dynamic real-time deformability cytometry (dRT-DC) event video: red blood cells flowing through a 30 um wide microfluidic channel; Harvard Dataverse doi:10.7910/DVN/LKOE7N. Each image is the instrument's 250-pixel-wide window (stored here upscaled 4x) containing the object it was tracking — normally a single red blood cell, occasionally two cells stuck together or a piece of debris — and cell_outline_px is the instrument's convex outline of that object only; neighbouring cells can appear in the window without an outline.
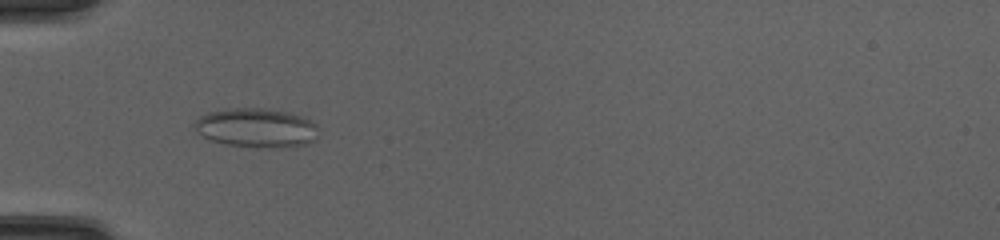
{"species": "common noctule bat (a hibernating species)", "species_latin": "Nyctalus noctula", "temperature_condition": "cold", "stored_images_in_passage": 34, "camera_frame_rate_fps": 3000, "um_per_image_px": 0.085, "animal": {"sex": "female", "body_mass_g": 20.0, "forearm_length_mm": 54.0}, "frame": {"image": 1, "passage_image": 1, "time_ms": 0.0, "image_size_px": [1000, 240], "cell_outline_px": [[316, 140], [304, 144], [260, 148], [228, 144], [212, 140], [204, 136], [196, 128], [196, 120], [200, 116], [208, 112], [232, 108], [268, 108], [292, 112], [316, 124]], "centroid_in_image_um": [21.81, 10.84], "position_along_channel_um": 63.2, "area_um2": 27.8}}
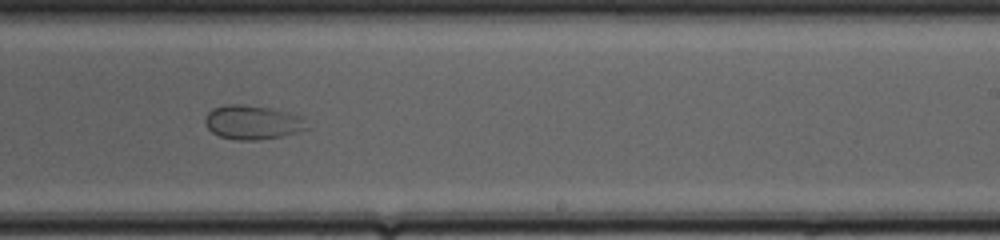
{"frame": {"image": 2, "passage_image": 16, "time_ms": 5.0, "image_size_px": [1000, 240], "cell_outline_px": [[312, 128], [280, 136], [256, 140], [236, 140], [220, 136], [212, 132], [208, 128], [204, 120], [208, 112], [212, 108], [224, 104], [244, 104], [268, 108], [300, 116]], "centroid_in_image_um": [21.44, 10.39], "position_along_channel_um": 267.6, "area_um2": 20.11}}
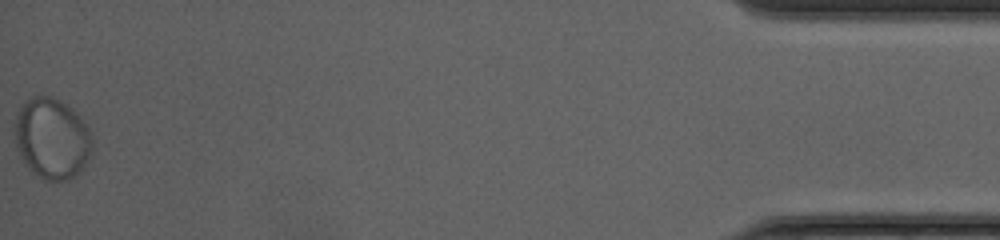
{"frame": {"image": 3, "passage_image": 34, "time_ms": 11.0, "image_size_px": [1000, 240], "cell_outline_px": [[92, 156], [72, 176], [64, 180], [48, 180], [40, 176], [28, 168], [20, 156], [16, 144], [16, 112], [24, 100], [36, 96], [52, 96], [60, 100], [80, 116], [88, 128], [92, 136]], "centroid_in_image_um": [4.41, 11.73], "position_along_channel_um": 430.8, "area_um2": 36.13}}